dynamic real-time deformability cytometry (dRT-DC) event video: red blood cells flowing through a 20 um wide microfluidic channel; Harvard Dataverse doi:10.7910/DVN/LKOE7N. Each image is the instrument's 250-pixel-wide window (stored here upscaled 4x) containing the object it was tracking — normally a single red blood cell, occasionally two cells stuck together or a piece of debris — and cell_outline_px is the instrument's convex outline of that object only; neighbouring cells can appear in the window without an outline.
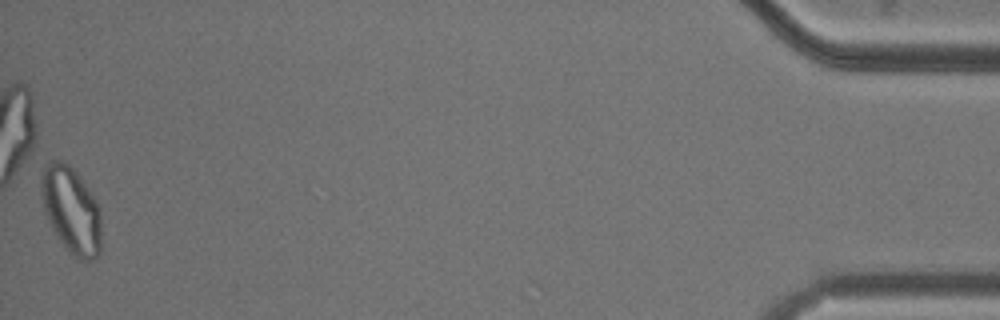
{"species": "common noctule bat (a hibernating species)", "species_latin": "Nyctalus noctula", "temperature_condition": "cold", "stored_images_in_passage": 52, "camera_frame_rate_fps": 3000, "um_per_image_px": 0.085, "animal": {"sex": "male", "body_mass_g": 20.5, "forearm_length_mm": 52.5}, "frame": {"image": 1, "passage_image": 52, "time_ms": 17.0, "image_size_px": [1000, 320], "cell_outline_px": [[100, 252], [92, 260], [76, 260], [64, 248], [56, 236], [44, 212], [40, 192], [44, 164], [48, 160], [60, 160], [68, 164], [80, 176], [96, 200], [100, 208]], "centroid_in_image_um": [6.04, 17.87], "position_along_channel_um": 429.2, "area_um2": 30.69}, "authors_computed_cell_mechanics": {"area_um2": 24.4494, "velocity_mm_per_s": 3.6933, "shape_relaxation_time_tau1_ms": null, "shape_relaxation_time_tau2_ms": 2.6952, "deformation_change_tau1": null, "deformation_change_tau2": 0.0628}}